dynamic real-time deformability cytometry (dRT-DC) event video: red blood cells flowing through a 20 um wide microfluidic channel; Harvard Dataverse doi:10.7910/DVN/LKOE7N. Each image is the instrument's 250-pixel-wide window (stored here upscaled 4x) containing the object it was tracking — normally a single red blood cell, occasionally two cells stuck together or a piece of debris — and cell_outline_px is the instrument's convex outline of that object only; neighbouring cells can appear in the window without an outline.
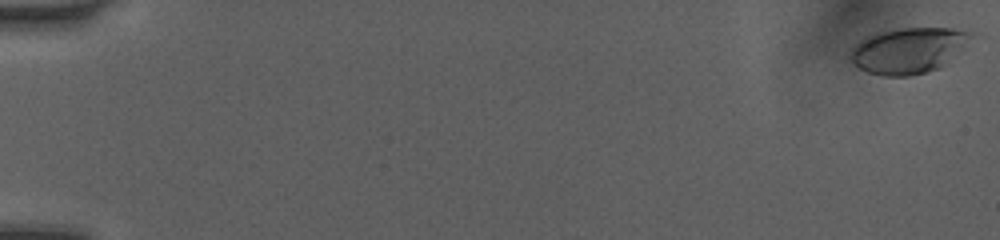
{"species": "human", "species_latin": "Homo sapiens", "temperature_condition": "room temperature", "stored_images_in_passage": 46, "camera_frame_rate_fps": 3000, "um_per_image_px": 0.085, "donor": {"sex": "female"}, "frame": {"image": 1, "passage_image": 1, "time_ms": 0.0, "image_size_px": [1000, 240], "cell_outline_px": [[980, 32], [936, 68], [924, 72], [908, 76], [884, 76], [868, 72], [852, 64], [848, 60], [848, 56], [852, 48], [864, 36], [880, 32], [900, 28], [952, 28]], "centroid_in_image_um": [77.16, 4.26], "position_along_channel_um": 7.8, "area_um2": 31.91}}
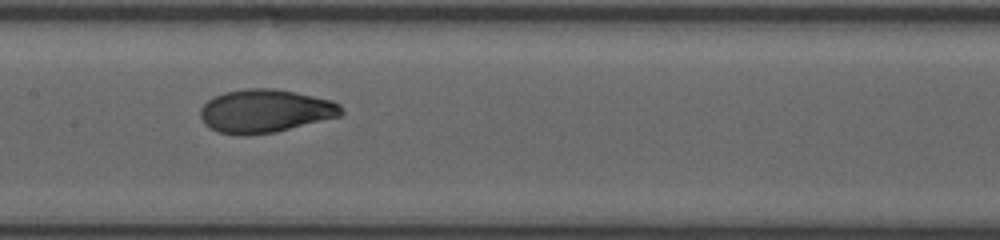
{"frame": {"image": 2, "passage_image": 25, "time_ms": 8.0, "image_size_px": [1000, 240], "cell_outline_px": [[344, 112], [340, 116], [276, 132], [248, 136], [240, 136], [220, 132], [204, 124], [200, 116], [200, 108], [208, 100], [224, 92], [244, 88], [272, 88], [296, 92], [332, 100], [340, 104], [344, 108]], "centroid_in_image_um": [22.55, 9.44], "position_along_channel_um": 184.8, "area_um2": 35.78}}
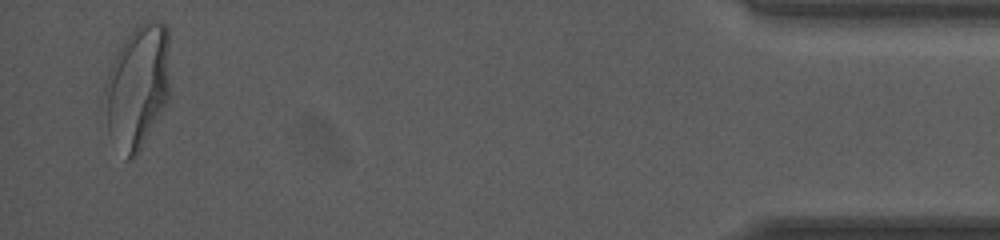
{"frame": {"image": 3, "passage_image": 45, "time_ms": 14.667, "image_size_px": [1000, 240], "cell_outline_px": [[168, 100], [136, 156], [128, 160], [124, 160], [108, 136], [104, 88], [104, 84], [112, 64], [120, 48], [128, 36], [140, 24], [148, 20], [160, 20], [168, 28]], "centroid_in_image_um": [11.67, 7.41], "position_along_channel_um": 423.5, "area_um2": 46.76}, "authors_computed_cell_mechanics": {"area_um2": 35.0846, "velocity_mm_per_s": 4.0685, "shape_relaxation_time_tau1_ms": 3.4423, "shape_relaxation_time_tau2_ms": null, "deformation_change_tau1": 0.1813, "deformation_change_tau2": null}}